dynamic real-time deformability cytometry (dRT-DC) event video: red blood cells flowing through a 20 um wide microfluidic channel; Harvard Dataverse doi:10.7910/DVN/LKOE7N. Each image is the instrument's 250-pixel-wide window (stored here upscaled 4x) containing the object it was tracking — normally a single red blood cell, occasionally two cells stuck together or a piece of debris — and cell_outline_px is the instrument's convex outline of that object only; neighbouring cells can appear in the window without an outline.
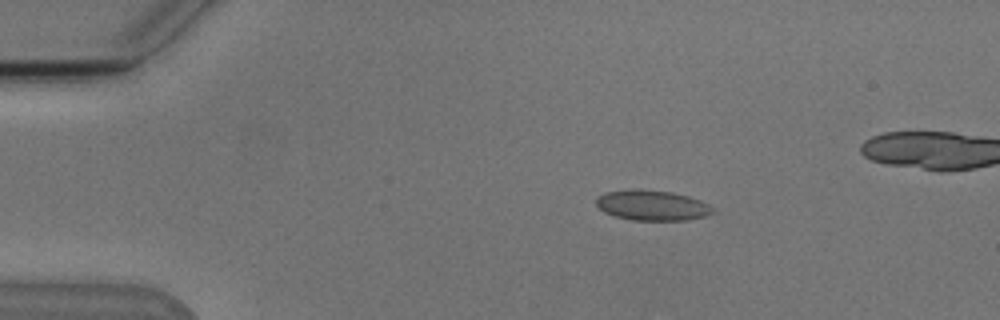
{"species": "Egyptian fruit bat (a non-hibernating species)", "species_latin": "Rousettus aegyptiacus", "temperature_condition": "cold", "stored_images_in_passage": 3, "camera_frame_rate_fps": 3000, "um_per_image_px": 0.085, "animal": {"sex": "male"}, "frame": {"image": 1, "passage_image": 1, "time_ms": 0.0, "image_size_px": [1000, 320], "cell_outline_px": [[716, 212], [704, 216], [684, 220], [632, 220], [616, 216], [604, 212], [596, 204], [596, 200], [604, 192], [628, 188], [636, 188], [672, 192], [688, 196], [700, 200], [708, 204]], "centroid_in_image_um": [55.41, 17.43], "position_along_channel_um": 29.6, "area_um2": 20.63}}